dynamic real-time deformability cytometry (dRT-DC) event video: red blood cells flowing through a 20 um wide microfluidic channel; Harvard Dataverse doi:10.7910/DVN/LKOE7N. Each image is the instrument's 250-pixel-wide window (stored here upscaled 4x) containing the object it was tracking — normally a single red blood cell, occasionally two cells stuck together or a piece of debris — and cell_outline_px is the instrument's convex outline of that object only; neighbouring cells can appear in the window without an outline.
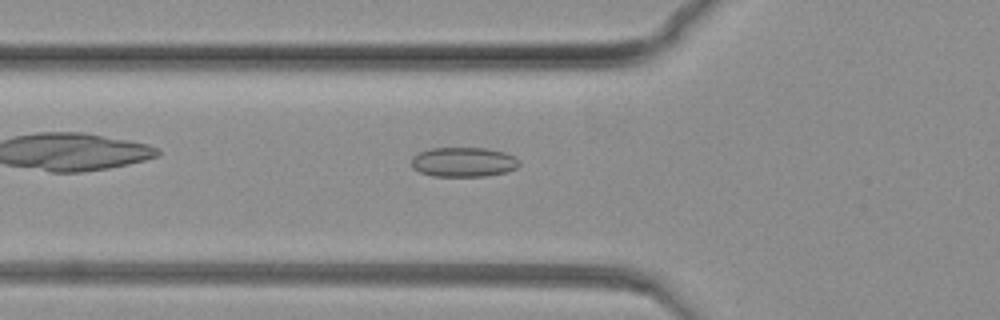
{"species": "common noctule bat (a hibernating species)", "species_latin": "Nyctalus noctula", "temperature_condition": "warm", "stored_images_in_passage": 63, "camera_frame_rate_fps": 3000, "um_per_image_px": 0.085, "animal": {"sex": "female", "body_mass_g": 19.3, "forearm_length_mm": 54.1}, "frame": {"image": 1, "passage_image": 10, "time_ms": 3.0, "image_size_px": [1000, 320], "cell_outline_px": [[520, 164], [516, 168], [508, 172], [484, 176], [432, 176], [420, 172], [412, 168], [412, 156], [420, 152], [432, 148], [484, 148], [504, 152], [516, 156], [520, 160]], "centroid_in_image_um": [39.42, 13.78], "position_along_channel_um": 86.4, "area_um2": 18.73}}
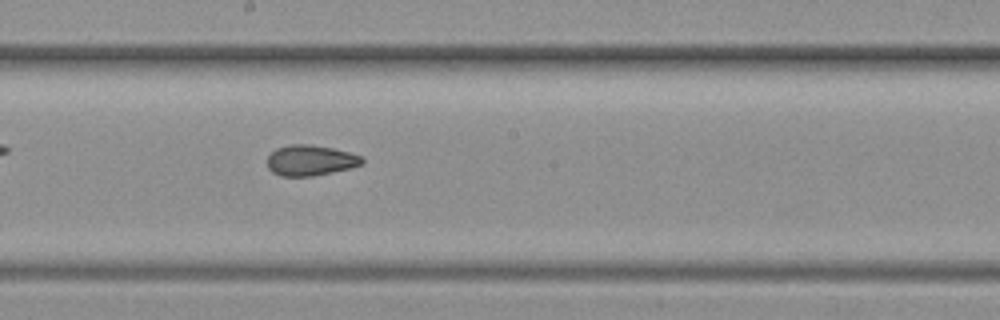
{"frame": {"image": 2, "passage_image": 26, "time_ms": 8.333, "image_size_px": [1000, 320], "cell_outline_px": [[364, 160], [360, 164], [348, 168], [332, 172], [312, 176], [280, 176], [272, 172], [268, 168], [268, 156], [276, 148], [292, 144], [308, 144], [332, 148], [348, 152], [360, 156]], "centroid_in_image_um": [26.34, 13.63], "position_along_channel_um": 221.9, "area_um2": 16.65}}
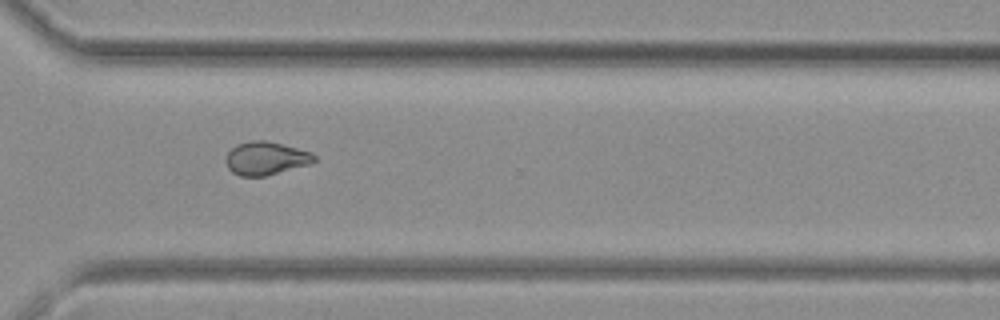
{"frame": {"image": 3, "passage_image": 41, "time_ms": 13.333, "image_size_px": [1000, 320], "cell_outline_px": [[316, 160], [308, 164], [264, 176], [240, 176], [232, 172], [228, 168], [224, 160], [228, 152], [236, 144], [252, 140], [264, 140], [312, 152], [316, 156]], "centroid_in_image_um": [22.55, 13.45], "position_along_channel_um": 348.0, "area_um2": 16.94}}